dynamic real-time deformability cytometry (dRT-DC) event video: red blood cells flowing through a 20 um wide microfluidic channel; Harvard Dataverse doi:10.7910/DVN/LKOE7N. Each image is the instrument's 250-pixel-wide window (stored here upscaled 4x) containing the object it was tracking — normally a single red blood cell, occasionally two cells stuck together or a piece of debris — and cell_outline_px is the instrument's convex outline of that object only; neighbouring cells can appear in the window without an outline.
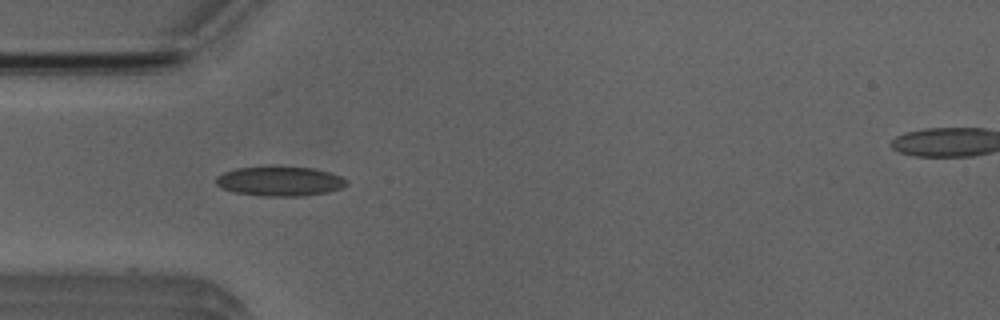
{"species": "Egyptian fruit bat (a non-hibernating species)", "species_latin": "Rousettus aegyptiacus", "temperature_condition": "room temperature", "stored_images_in_passage": 6, "camera_frame_rate_fps": 3000, "um_per_image_px": 0.085, "animal": {"sex": "male"}, "frame": {"image": 1, "passage_image": 4, "time_ms": 3.333, "image_size_px": [1000, 320], "cell_outline_px": [[348, 184], [344, 188], [328, 192], [304, 196], [264, 196], [232, 192], [220, 188], [216, 184], [216, 176], [224, 172], [236, 168], [312, 168], [328, 172], [340, 176], [348, 180]], "centroid_in_image_um": [23.8, 15.44], "position_along_channel_um": 61.2, "area_um2": 22.25}}